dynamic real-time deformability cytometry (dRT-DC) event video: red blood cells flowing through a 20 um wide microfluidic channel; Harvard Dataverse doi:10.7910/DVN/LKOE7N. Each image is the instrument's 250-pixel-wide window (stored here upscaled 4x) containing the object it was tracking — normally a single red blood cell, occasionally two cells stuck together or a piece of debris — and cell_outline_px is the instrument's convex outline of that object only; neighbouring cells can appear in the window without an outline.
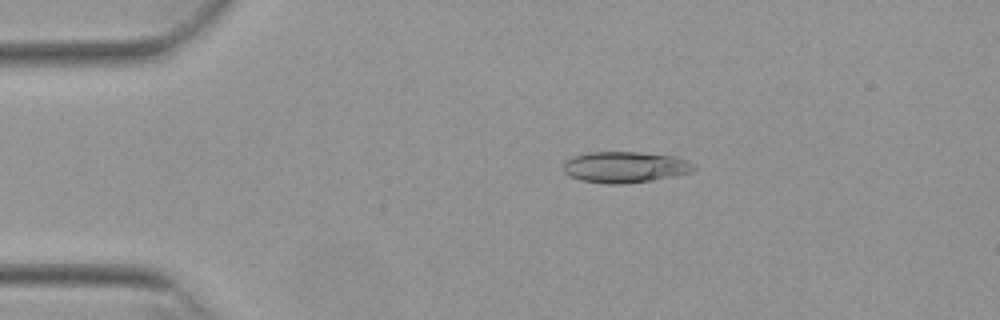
{"species": "Egyptian fruit bat (a non-hibernating species)", "species_latin": "Rousettus aegyptiacus", "temperature_condition": "warm", "stored_images_in_passage": 15, "camera_frame_rate_fps": 3000, "um_per_image_px": 0.085, "animal": {"sex": "female"}, "frame": {"image": 1, "passage_image": 1, "time_ms": 0.0, "image_size_px": [1000, 320], "cell_outline_px": [[696, 168], [692, 172], [676, 176], [652, 180], [624, 184], [608, 184], [580, 180], [568, 176], [564, 172], [564, 160], [572, 156], [588, 152], [640, 152], [676, 156], [688, 160], [696, 164]], "centroid_in_image_um": [53.15, 14.2], "position_along_channel_um": 31.9, "area_um2": 24.1}}
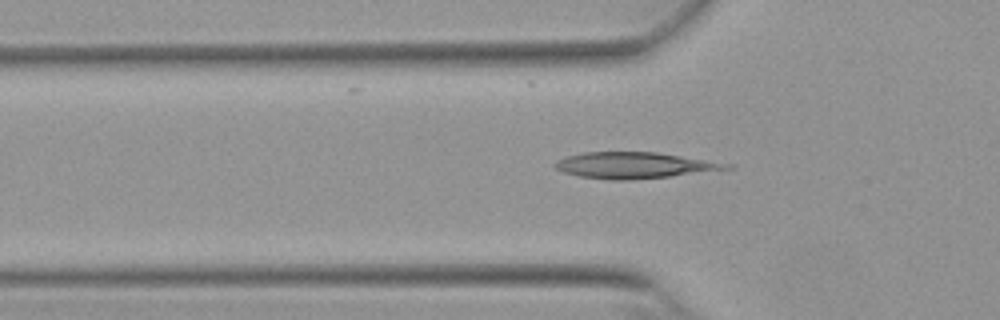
{"frame": {"image": 2, "passage_image": 8, "time_ms": 2.333, "image_size_px": [1000, 320], "cell_outline_px": [[736, 164], [732, 168], [672, 176], [628, 180], [608, 180], [580, 176], [564, 172], [556, 168], [552, 164], [556, 160], [568, 156], [584, 152], [656, 152]], "centroid_in_image_um": [53.94, 14.05], "position_along_channel_um": 71.9, "area_um2": 26.13}}
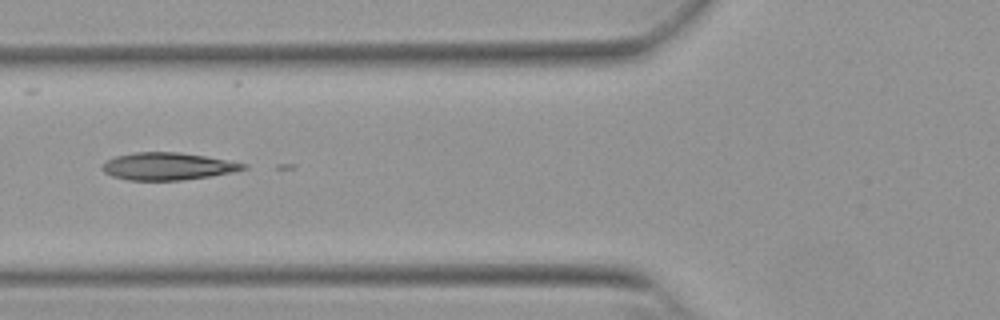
{"frame": {"image": 3, "passage_image": 11, "time_ms": 3.333, "image_size_px": [1000, 320], "cell_outline_px": [[248, 168], [232, 172], [208, 176], [180, 180], [128, 180], [112, 176], [104, 172], [100, 168], [100, 164], [104, 160], [116, 156], [136, 152], [180, 152], [204, 156], [248, 164]], "centroid_in_image_um": [14.19, 14.13], "position_along_channel_um": 111.6, "area_um2": 22.48}}